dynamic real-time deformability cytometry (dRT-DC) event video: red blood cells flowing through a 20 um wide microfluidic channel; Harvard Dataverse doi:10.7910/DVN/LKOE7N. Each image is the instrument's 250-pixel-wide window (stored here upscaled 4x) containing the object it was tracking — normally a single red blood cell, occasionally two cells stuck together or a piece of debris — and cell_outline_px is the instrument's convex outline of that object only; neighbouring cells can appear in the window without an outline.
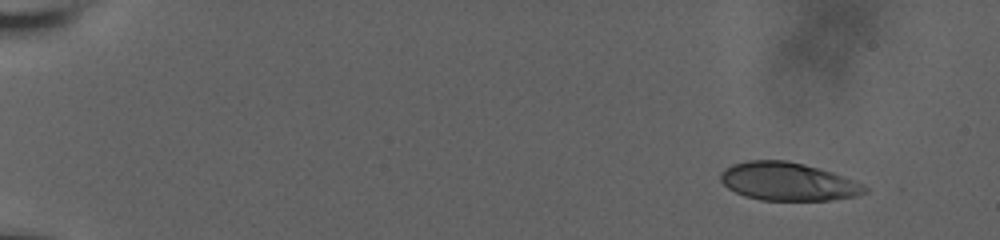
{"species": "human", "species_latin": "Homo sapiens", "temperature_condition": "room temperature", "stored_images_in_passage": 19, "camera_frame_rate_fps": 3000, "um_per_image_px": 0.085, "donor": {"sex": "male"}, "frame": {"image": 1, "passage_image": 1, "time_ms": 0.0, "image_size_px": [1000, 240], "cell_outline_px": [[868, 192], [856, 196], [828, 200], [760, 200], [744, 196], [728, 188], [720, 180], [720, 172], [732, 164], [748, 160], [788, 160], [820, 168], [832, 172], [864, 184], [868, 188]], "centroid_in_image_um": [66.98, 15.43], "position_along_channel_um": 18.0, "area_um2": 32.14}}
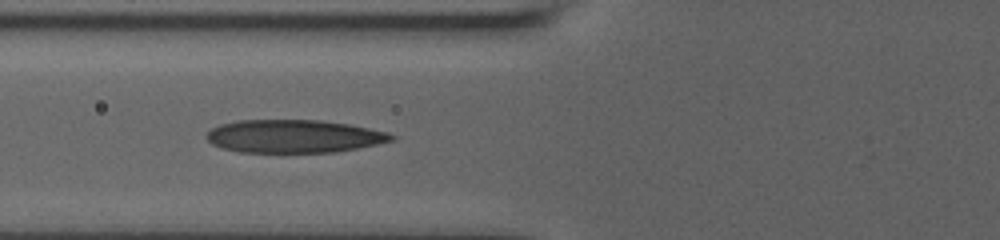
{"frame": {"image": 2, "passage_image": 14, "time_ms": 6.333, "image_size_px": [1000, 240], "cell_outline_px": [[396, 140], [336, 152], [240, 152], [224, 148], [212, 144], [204, 136], [212, 128], [220, 124], [236, 120], [320, 120], [348, 124], [388, 132], [396, 136]], "centroid_in_image_um": [24.98, 11.58], "position_along_channel_um": 100.8, "area_um2": 35.55}}
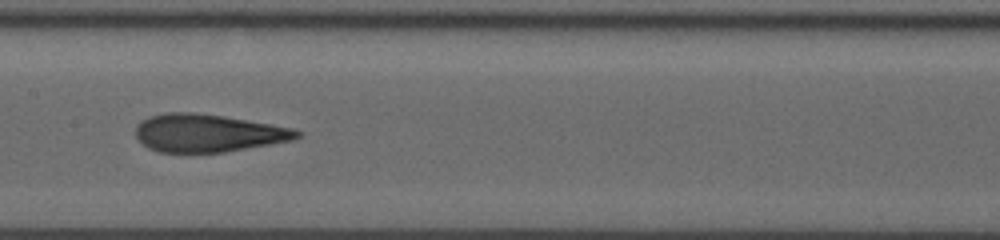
{"frame": {"image": 3, "passage_image": 19, "time_ms": 8.667, "image_size_px": [1000, 240], "cell_outline_px": [[304, 132], [300, 136], [292, 140], [224, 152], [160, 152], [148, 148], [136, 136], [136, 124], [140, 120], [148, 116], [168, 112], [192, 112], [224, 116], [292, 128]], "centroid_in_image_um": [17.64, 11.3], "position_along_channel_um": 189.8, "area_um2": 35.37}}